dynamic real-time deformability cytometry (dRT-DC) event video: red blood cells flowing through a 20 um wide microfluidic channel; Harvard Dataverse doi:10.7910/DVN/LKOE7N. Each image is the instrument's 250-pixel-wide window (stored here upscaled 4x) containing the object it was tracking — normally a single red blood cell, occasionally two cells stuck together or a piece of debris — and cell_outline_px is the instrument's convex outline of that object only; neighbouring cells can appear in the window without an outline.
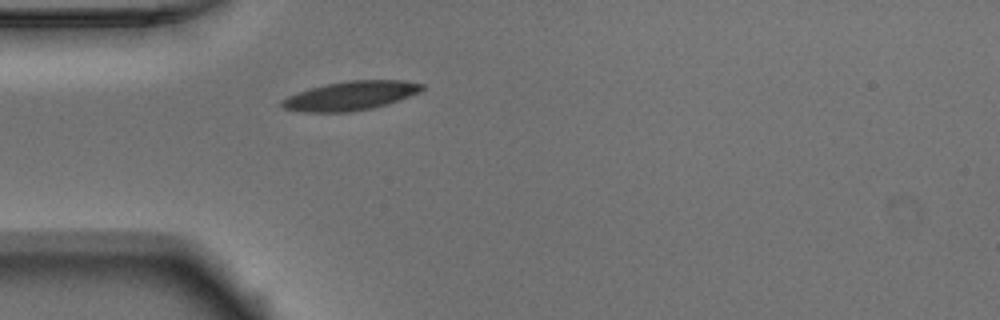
{"species": "Egyptian fruit bat (a non-hibernating species)", "species_latin": "Rousettus aegyptiacus", "temperature_condition": "warm", "stored_images_in_passage": 33, "camera_frame_rate_fps": 3000, "um_per_image_px": 0.085, "animal": {"sex": "male"}, "frame": {"image": 1, "passage_image": 1, "time_ms": 0.0, "image_size_px": [1000, 320], "cell_outline_px": [[424, 88], [420, 92], [400, 100], [372, 108], [348, 112], [304, 112], [284, 108], [280, 104], [280, 100], [296, 92], [324, 84], [348, 80], [404, 80], [424, 84]], "centroid_in_image_um": [29.8, 8.13], "position_along_channel_um": 55.2, "area_um2": 23.81}}
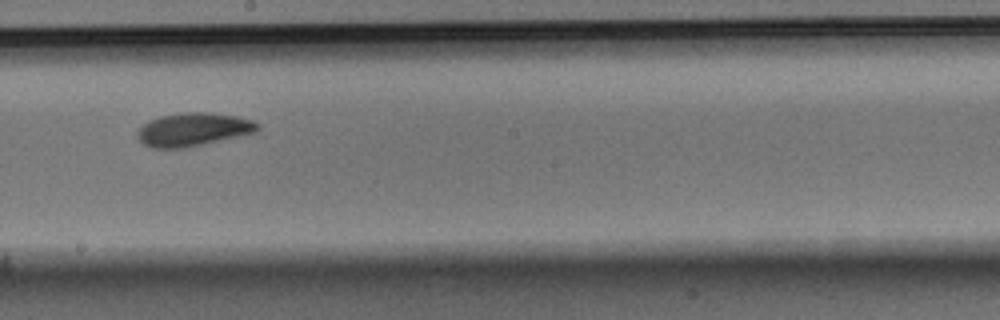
{"frame": {"image": 2, "passage_image": 15, "time_ms": 4.667, "image_size_px": [1000, 320], "cell_outline_px": [[260, 128], [256, 132], [240, 136], [188, 148], [152, 148], [144, 144], [136, 136], [136, 132], [148, 120], [160, 116], [184, 112], [212, 112], [240, 116], [252, 120], [260, 124]], "centroid_in_image_um": [16.45, 11.0], "position_along_channel_um": 231.7, "area_um2": 23.7}}
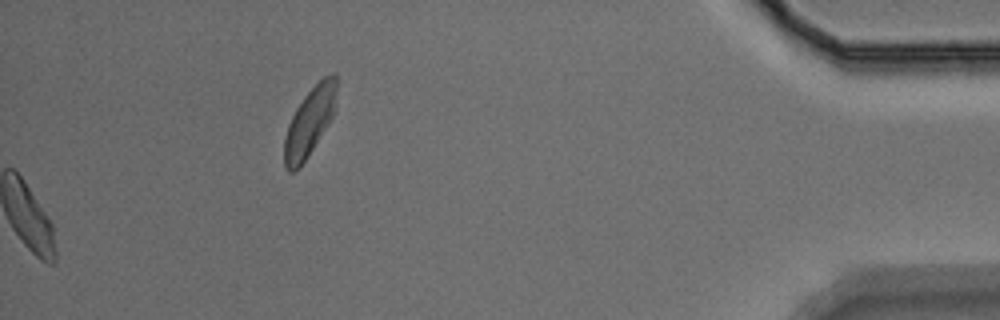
{"frame": {"image": 3, "passage_image": 33, "time_ms": 10.667, "image_size_px": [1000, 320], "cell_outline_px": [[336, 108], [328, 124], [308, 156], [300, 168], [292, 172], [288, 172], [284, 168], [284, 140], [288, 124], [296, 108], [304, 96], [324, 76], [332, 72], [336, 72]], "centroid_in_image_um": [26.31, 10.37], "position_along_channel_um": 408.9, "area_um2": 20.81}, "authors_computed_cell_mechanics": {"area_um2": 22.7154, "velocity_mm_per_s": 3.8754, "shape_relaxation_time_tau1_ms": 2.7106, "shape_relaxation_time_tau2_ms": 6.5867, "deformation_change_tau1": 0.1097, "deformation_change_tau2": 0.1168}}